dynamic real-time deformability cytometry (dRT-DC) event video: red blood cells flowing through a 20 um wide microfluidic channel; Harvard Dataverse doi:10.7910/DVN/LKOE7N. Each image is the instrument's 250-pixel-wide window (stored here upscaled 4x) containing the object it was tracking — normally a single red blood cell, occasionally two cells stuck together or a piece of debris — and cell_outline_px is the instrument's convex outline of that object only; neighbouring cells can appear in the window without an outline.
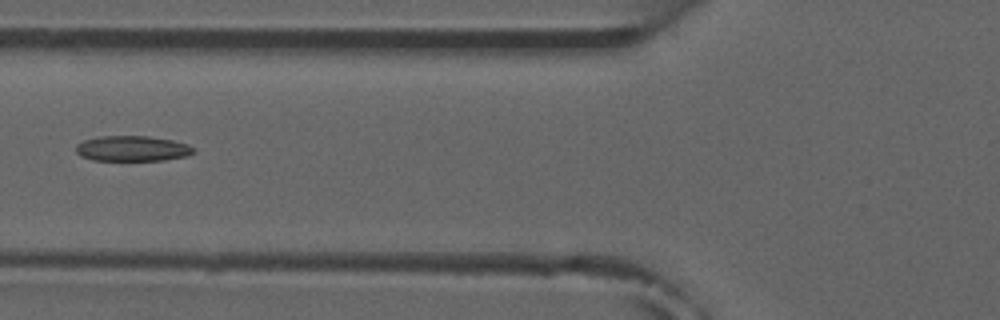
{"species": "common noctule bat (a hibernating species)", "species_latin": "Nyctalus noctula", "temperature_condition": "room temperature", "stored_images_in_passage": 5, "camera_frame_rate_fps": 3000, "um_per_image_px": 0.085, "animal": {"sex": "male", "forearm_length_mm": 52.5}, "frame": {"image": 1, "passage_image": 5, "time_ms": 5.333, "image_size_px": [1000, 320], "cell_outline_px": [[196, 152], [188, 156], [164, 160], [92, 160], [80, 156], [76, 152], [76, 144], [84, 140], [100, 136], [148, 136], [172, 140], [188, 144]], "centroid_in_image_um": [11.24, 12.63], "position_along_channel_um": 114.6, "area_um2": 17.46}}